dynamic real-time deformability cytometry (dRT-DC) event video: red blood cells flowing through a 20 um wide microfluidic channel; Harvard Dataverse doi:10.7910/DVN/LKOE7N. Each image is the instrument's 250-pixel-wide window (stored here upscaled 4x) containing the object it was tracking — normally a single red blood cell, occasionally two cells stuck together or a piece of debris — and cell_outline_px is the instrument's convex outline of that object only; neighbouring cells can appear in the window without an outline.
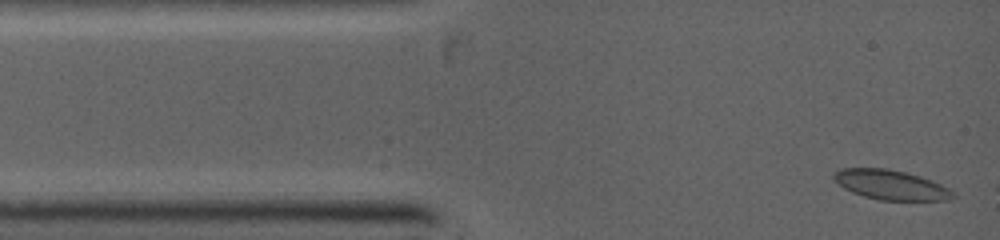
{"species": "common noctule bat (a hibernating species)", "species_latin": "Nyctalus noctula", "temperature_condition": "warm", "stored_images_in_passage": 9, "camera_frame_rate_fps": 5000, "um_per_image_px": 0.085, "animal": {"sex": "female", "body_mass_g": 19.0, "forearm_length_mm": 53.3}, "frame": {"image": 1, "passage_image": 1, "time_ms": 0.0, "image_size_px": [1000, 240], "cell_outline_px": [[956, 196], [948, 200], [880, 200], [864, 196], [852, 192], [844, 188], [832, 180], [832, 172], [840, 168], [888, 168], [920, 176], [932, 180], [948, 188]], "centroid_in_image_um": [75.66, 15.7], "position_along_channel_um": 9.3, "area_um2": 20.69}}
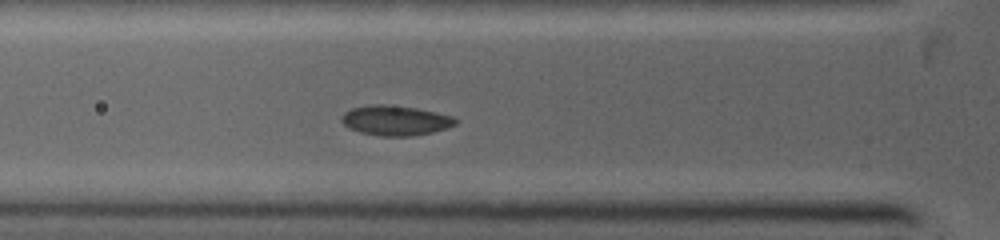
{"frame": {"image": 2, "passage_image": 6, "time_ms": 3.0, "image_size_px": [1000, 240], "cell_outline_px": [[460, 120], [456, 124], [448, 128], [432, 132], [412, 136], [380, 136], [360, 132], [348, 128], [340, 120], [340, 116], [344, 112], [352, 108], [376, 104], [384, 104], [416, 108], [436, 112], [452, 116]], "centroid_in_image_um": [33.62, 10.24], "position_along_channel_um": 92.2, "area_um2": 20.0}}
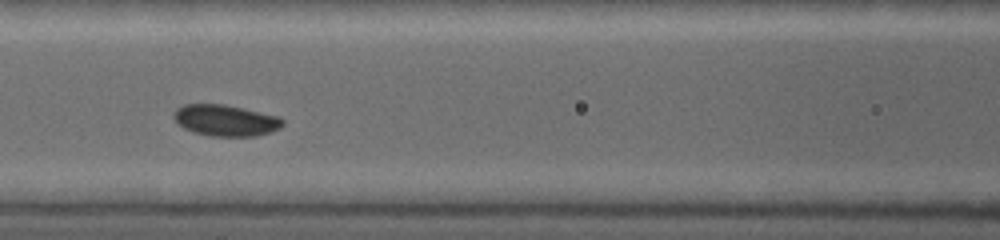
{"frame": {"image": 3, "passage_image": 8, "time_ms": 4.2, "image_size_px": [1000, 240], "cell_outline_px": [[284, 124], [280, 128], [272, 132], [256, 136], [208, 136], [192, 132], [184, 128], [172, 116], [176, 108], [184, 104], [224, 104], [280, 116], [284, 120]], "centroid_in_image_um": [19.2, 10.23], "position_along_channel_um": 147.4, "area_um2": 20.06}}